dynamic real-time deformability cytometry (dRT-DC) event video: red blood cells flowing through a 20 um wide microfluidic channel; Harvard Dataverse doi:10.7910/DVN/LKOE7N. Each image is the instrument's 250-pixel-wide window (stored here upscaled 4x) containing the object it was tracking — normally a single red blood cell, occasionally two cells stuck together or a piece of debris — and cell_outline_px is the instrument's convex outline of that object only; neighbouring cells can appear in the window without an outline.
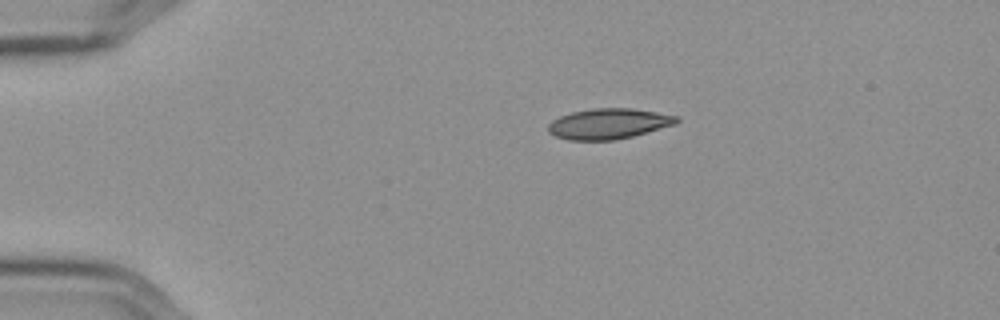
{"species": "Egyptian fruit bat (a non-hibernating species)", "species_latin": "Rousettus aegyptiacus", "temperature_condition": "cold", "stored_images_in_passage": 46, "camera_frame_rate_fps": 3000, "um_per_image_px": 0.085, "frame": {"image": 1, "passage_image": 1, "time_ms": 0.0, "image_size_px": [1000, 320], "cell_outline_px": [[680, 120], [676, 124], [632, 136], [616, 140], [568, 140], [556, 136], [548, 132], [548, 124], [552, 120], [560, 116], [572, 112], [596, 108], [632, 108], [680, 116]], "centroid_in_image_um": [51.75, 10.51], "position_along_channel_um": 33.3, "area_um2": 22.83}}
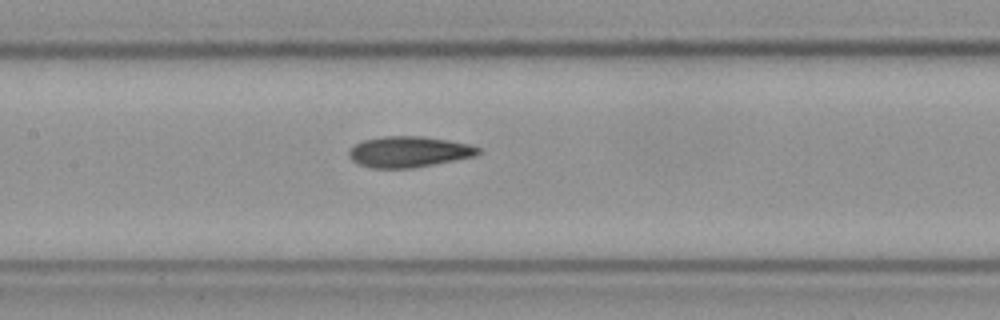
{"frame": {"image": 2, "passage_image": 17, "time_ms": 5.333, "image_size_px": [1000, 320], "cell_outline_px": [[480, 152], [476, 156], [412, 168], [372, 168], [360, 164], [352, 160], [348, 156], [348, 152], [356, 144], [364, 140], [384, 136], [424, 136], [448, 140], [468, 144], [480, 148]], "centroid_in_image_um": [34.76, 12.9], "position_along_channel_um": 172.6, "area_um2": 23.12}}
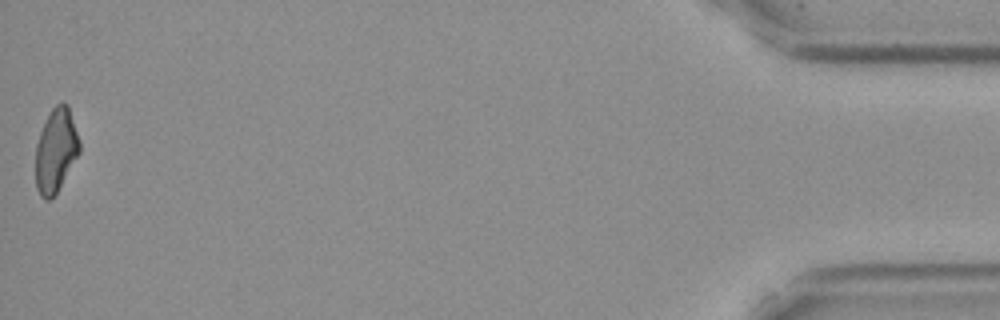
{"frame": {"image": 3, "passage_image": 46, "time_ms": 15.0, "image_size_px": [1000, 320], "cell_outline_px": [[80, 152], [56, 192], [48, 200], [44, 200], [40, 196], [36, 188], [36, 144], [40, 132], [52, 108], [56, 104], [68, 104], [80, 140]], "centroid_in_image_um": [4.75, 12.78], "position_along_channel_um": 430.5, "area_um2": 21.15}, "authors_computed_cell_mechanics": {"area_um2": 22.9466, "velocity_mm_per_s": 3.5983, "shape_relaxation_time_tau1_ms": 6.9969, "shape_relaxation_time_tau2_ms": 4.0339, "deformation_change_tau1": 0.1589, "deformation_change_tau2": 0.107}}